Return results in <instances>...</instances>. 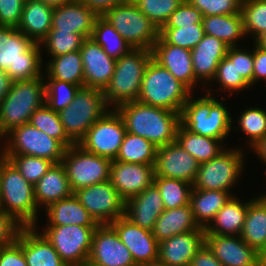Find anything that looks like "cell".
<instances>
[{
    "label": "cell",
    "instance_id": "obj_43",
    "mask_svg": "<svg viewBox=\"0 0 266 266\" xmlns=\"http://www.w3.org/2000/svg\"><path fill=\"white\" fill-rule=\"evenodd\" d=\"M240 12L246 36L255 42L266 33V0H242Z\"/></svg>",
    "mask_w": 266,
    "mask_h": 266
},
{
    "label": "cell",
    "instance_id": "obj_63",
    "mask_svg": "<svg viewBox=\"0 0 266 266\" xmlns=\"http://www.w3.org/2000/svg\"><path fill=\"white\" fill-rule=\"evenodd\" d=\"M261 266H266V248L260 254Z\"/></svg>",
    "mask_w": 266,
    "mask_h": 266
},
{
    "label": "cell",
    "instance_id": "obj_23",
    "mask_svg": "<svg viewBox=\"0 0 266 266\" xmlns=\"http://www.w3.org/2000/svg\"><path fill=\"white\" fill-rule=\"evenodd\" d=\"M205 243V231L174 235L159 243V266H189L193 256Z\"/></svg>",
    "mask_w": 266,
    "mask_h": 266
},
{
    "label": "cell",
    "instance_id": "obj_58",
    "mask_svg": "<svg viewBox=\"0 0 266 266\" xmlns=\"http://www.w3.org/2000/svg\"><path fill=\"white\" fill-rule=\"evenodd\" d=\"M97 16H104L110 9L117 4H121L128 0H80Z\"/></svg>",
    "mask_w": 266,
    "mask_h": 266
},
{
    "label": "cell",
    "instance_id": "obj_53",
    "mask_svg": "<svg viewBox=\"0 0 266 266\" xmlns=\"http://www.w3.org/2000/svg\"><path fill=\"white\" fill-rule=\"evenodd\" d=\"M23 227L13 216L0 208V249L16 242Z\"/></svg>",
    "mask_w": 266,
    "mask_h": 266
},
{
    "label": "cell",
    "instance_id": "obj_14",
    "mask_svg": "<svg viewBox=\"0 0 266 266\" xmlns=\"http://www.w3.org/2000/svg\"><path fill=\"white\" fill-rule=\"evenodd\" d=\"M126 133L124 122L115 109H109L78 143L85 151L115 160Z\"/></svg>",
    "mask_w": 266,
    "mask_h": 266
},
{
    "label": "cell",
    "instance_id": "obj_33",
    "mask_svg": "<svg viewBox=\"0 0 266 266\" xmlns=\"http://www.w3.org/2000/svg\"><path fill=\"white\" fill-rule=\"evenodd\" d=\"M240 237L259 254L266 248V193L250 201Z\"/></svg>",
    "mask_w": 266,
    "mask_h": 266
},
{
    "label": "cell",
    "instance_id": "obj_11",
    "mask_svg": "<svg viewBox=\"0 0 266 266\" xmlns=\"http://www.w3.org/2000/svg\"><path fill=\"white\" fill-rule=\"evenodd\" d=\"M245 150L239 148H226L210 161L201 163L198 173L192 184L193 189L223 190L231 192L236 186L241 174L244 173Z\"/></svg>",
    "mask_w": 266,
    "mask_h": 266
},
{
    "label": "cell",
    "instance_id": "obj_26",
    "mask_svg": "<svg viewBox=\"0 0 266 266\" xmlns=\"http://www.w3.org/2000/svg\"><path fill=\"white\" fill-rule=\"evenodd\" d=\"M228 48L229 46L218 38L204 35L191 50L194 76L198 82H212L218 64L226 56Z\"/></svg>",
    "mask_w": 266,
    "mask_h": 266
},
{
    "label": "cell",
    "instance_id": "obj_49",
    "mask_svg": "<svg viewBox=\"0 0 266 266\" xmlns=\"http://www.w3.org/2000/svg\"><path fill=\"white\" fill-rule=\"evenodd\" d=\"M160 30L184 0H132Z\"/></svg>",
    "mask_w": 266,
    "mask_h": 266
},
{
    "label": "cell",
    "instance_id": "obj_20",
    "mask_svg": "<svg viewBox=\"0 0 266 266\" xmlns=\"http://www.w3.org/2000/svg\"><path fill=\"white\" fill-rule=\"evenodd\" d=\"M205 244L223 266H261L260 254L240 236L205 234Z\"/></svg>",
    "mask_w": 266,
    "mask_h": 266
},
{
    "label": "cell",
    "instance_id": "obj_21",
    "mask_svg": "<svg viewBox=\"0 0 266 266\" xmlns=\"http://www.w3.org/2000/svg\"><path fill=\"white\" fill-rule=\"evenodd\" d=\"M79 51L84 68V87L103 91L113 76L116 60L90 37L84 39Z\"/></svg>",
    "mask_w": 266,
    "mask_h": 266
},
{
    "label": "cell",
    "instance_id": "obj_6",
    "mask_svg": "<svg viewBox=\"0 0 266 266\" xmlns=\"http://www.w3.org/2000/svg\"><path fill=\"white\" fill-rule=\"evenodd\" d=\"M44 103V77L13 81L0 103V139L13 128L29 123L31 115Z\"/></svg>",
    "mask_w": 266,
    "mask_h": 266
},
{
    "label": "cell",
    "instance_id": "obj_36",
    "mask_svg": "<svg viewBox=\"0 0 266 266\" xmlns=\"http://www.w3.org/2000/svg\"><path fill=\"white\" fill-rule=\"evenodd\" d=\"M44 69V79H55L84 87V68L79 50L51 57L45 63Z\"/></svg>",
    "mask_w": 266,
    "mask_h": 266
},
{
    "label": "cell",
    "instance_id": "obj_13",
    "mask_svg": "<svg viewBox=\"0 0 266 266\" xmlns=\"http://www.w3.org/2000/svg\"><path fill=\"white\" fill-rule=\"evenodd\" d=\"M97 227L77 225L46 226L42 234L67 266L86 265Z\"/></svg>",
    "mask_w": 266,
    "mask_h": 266
},
{
    "label": "cell",
    "instance_id": "obj_44",
    "mask_svg": "<svg viewBox=\"0 0 266 266\" xmlns=\"http://www.w3.org/2000/svg\"><path fill=\"white\" fill-rule=\"evenodd\" d=\"M235 122L240 128L235 130H241L246 135L250 149L266 135V109L256 106L246 108Z\"/></svg>",
    "mask_w": 266,
    "mask_h": 266
},
{
    "label": "cell",
    "instance_id": "obj_60",
    "mask_svg": "<svg viewBox=\"0 0 266 266\" xmlns=\"http://www.w3.org/2000/svg\"><path fill=\"white\" fill-rule=\"evenodd\" d=\"M252 152L257 153L256 157L266 166V135L252 147Z\"/></svg>",
    "mask_w": 266,
    "mask_h": 266
},
{
    "label": "cell",
    "instance_id": "obj_61",
    "mask_svg": "<svg viewBox=\"0 0 266 266\" xmlns=\"http://www.w3.org/2000/svg\"><path fill=\"white\" fill-rule=\"evenodd\" d=\"M40 2H43L46 5H49L53 8L59 7L62 4L71 2L72 0H39Z\"/></svg>",
    "mask_w": 266,
    "mask_h": 266
},
{
    "label": "cell",
    "instance_id": "obj_45",
    "mask_svg": "<svg viewBox=\"0 0 266 266\" xmlns=\"http://www.w3.org/2000/svg\"><path fill=\"white\" fill-rule=\"evenodd\" d=\"M44 82L45 104L55 112L69 106L80 88L78 85L55 79H44Z\"/></svg>",
    "mask_w": 266,
    "mask_h": 266
},
{
    "label": "cell",
    "instance_id": "obj_50",
    "mask_svg": "<svg viewBox=\"0 0 266 266\" xmlns=\"http://www.w3.org/2000/svg\"><path fill=\"white\" fill-rule=\"evenodd\" d=\"M203 17L240 13L242 0H187Z\"/></svg>",
    "mask_w": 266,
    "mask_h": 266
},
{
    "label": "cell",
    "instance_id": "obj_48",
    "mask_svg": "<svg viewBox=\"0 0 266 266\" xmlns=\"http://www.w3.org/2000/svg\"><path fill=\"white\" fill-rule=\"evenodd\" d=\"M8 159L19 173L30 183L35 185L40 178L54 164L44 158L31 155H2Z\"/></svg>",
    "mask_w": 266,
    "mask_h": 266
},
{
    "label": "cell",
    "instance_id": "obj_52",
    "mask_svg": "<svg viewBox=\"0 0 266 266\" xmlns=\"http://www.w3.org/2000/svg\"><path fill=\"white\" fill-rule=\"evenodd\" d=\"M25 0H0V26H19Z\"/></svg>",
    "mask_w": 266,
    "mask_h": 266
},
{
    "label": "cell",
    "instance_id": "obj_5",
    "mask_svg": "<svg viewBox=\"0 0 266 266\" xmlns=\"http://www.w3.org/2000/svg\"><path fill=\"white\" fill-rule=\"evenodd\" d=\"M152 51L132 49L127 55L116 60L113 76L103 90L105 102L109 108L138 100L142 80Z\"/></svg>",
    "mask_w": 266,
    "mask_h": 266
},
{
    "label": "cell",
    "instance_id": "obj_40",
    "mask_svg": "<svg viewBox=\"0 0 266 266\" xmlns=\"http://www.w3.org/2000/svg\"><path fill=\"white\" fill-rule=\"evenodd\" d=\"M213 81L218 83L220 90L229 91L228 95L251 87L236 69V46L228 48L226 56L218 64L212 84Z\"/></svg>",
    "mask_w": 266,
    "mask_h": 266
},
{
    "label": "cell",
    "instance_id": "obj_32",
    "mask_svg": "<svg viewBox=\"0 0 266 266\" xmlns=\"http://www.w3.org/2000/svg\"><path fill=\"white\" fill-rule=\"evenodd\" d=\"M251 200L244 203L233 195L205 229V234L240 236Z\"/></svg>",
    "mask_w": 266,
    "mask_h": 266
},
{
    "label": "cell",
    "instance_id": "obj_62",
    "mask_svg": "<svg viewBox=\"0 0 266 266\" xmlns=\"http://www.w3.org/2000/svg\"><path fill=\"white\" fill-rule=\"evenodd\" d=\"M255 43L264 51H266V33L263 34L260 38H258Z\"/></svg>",
    "mask_w": 266,
    "mask_h": 266
},
{
    "label": "cell",
    "instance_id": "obj_27",
    "mask_svg": "<svg viewBox=\"0 0 266 266\" xmlns=\"http://www.w3.org/2000/svg\"><path fill=\"white\" fill-rule=\"evenodd\" d=\"M37 226L23 227L17 237L27 266H67Z\"/></svg>",
    "mask_w": 266,
    "mask_h": 266
},
{
    "label": "cell",
    "instance_id": "obj_3",
    "mask_svg": "<svg viewBox=\"0 0 266 266\" xmlns=\"http://www.w3.org/2000/svg\"><path fill=\"white\" fill-rule=\"evenodd\" d=\"M203 97H192L191 93L182 107L180 123L192 133L225 140L229 136L234 124L229 109L224 106L225 97L217 100L211 88L207 89Z\"/></svg>",
    "mask_w": 266,
    "mask_h": 266
},
{
    "label": "cell",
    "instance_id": "obj_19",
    "mask_svg": "<svg viewBox=\"0 0 266 266\" xmlns=\"http://www.w3.org/2000/svg\"><path fill=\"white\" fill-rule=\"evenodd\" d=\"M154 165L112 160L109 181L120 197L127 201L154 183Z\"/></svg>",
    "mask_w": 266,
    "mask_h": 266
},
{
    "label": "cell",
    "instance_id": "obj_47",
    "mask_svg": "<svg viewBox=\"0 0 266 266\" xmlns=\"http://www.w3.org/2000/svg\"><path fill=\"white\" fill-rule=\"evenodd\" d=\"M84 38L79 34L65 31H49L47 36L40 42L41 47L51 57H56L73 51H78Z\"/></svg>",
    "mask_w": 266,
    "mask_h": 266
},
{
    "label": "cell",
    "instance_id": "obj_29",
    "mask_svg": "<svg viewBox=\"0 0 266 266\" xmlns=\"http://www.w3.org/2000/svg\"><path fill=\"white\" fill-rule=\"evenodd\" d=\"M47 226L77 225L98 227L99 224L74 195L51 203L46 209Z\"/></svg>",
    "mask_w": 266,
    "mask_h": 266
},
{
    "label": "cell",
    "instance_id": "obj_2",
    "mask_svg": "<svg viewBox=\"0 0 266 266\" xmlns=\"http://www.w3.org/2000/svg\"><path fill=\"white\" fill-rule=\"evenodd\" d=\"M41 48L17 28L0 26V69L12 81L44 77Z\"/></svg>",
    "mask_w": 266,
    "mask_h": 266
},
{
    "label": "cell",
    "instance_id": "obj_25",
    "mask_svg": "<svg viewBox=\"0 0 266 266\" xmlns=\"http://www.w3.org/2000/svg\"><path fill=\"white\" fill-rule=\"evenodd\" d=\"M164 210L160 190L153 183L140 194L125 201L124 216L135 225L152 232L156 220Z\"/></svg>",
    "mask_w": 266,
    "mask_h": 266
},
{
    "label": "cell",
    "instance_id": "obj_22",
    "mask_svg": "<svg viewBox=\"0 0 266 266\" xmlns=\"http://www.w3.org/2000/svg\"><path fill=\"white\" fill-rule=\"evenodd\" d=\"M151 51L152 58L193 93L198 81L194 76L191 50L168 44L159 35Z\"/></svg>",
    "mask_w": 266,
    "mask_h": 266
},
{
    "label": "cell",
    "instance_id": "obj_38",
    "mask_svg": "<svg viewBox=\"0 0 266 266\" xmlns=\"http://www.w3.org/2000/svg\"><path fill=\"white\" fill-rule=\"evenodd\" d=\"M114 60L134 49L103 16L95 20L91 37Z\"/></svg>",
    "mask_w": 266,
    "mask_h": 266
},
{
    "label": "cell",
    "instance_id": "obj_51",
    "mask_svg": "<svg viewBox=\"0 0 266 266\" xmlns=\"http://www.w3.org/2000/svg\"><path fill=\"white\" fill-rule=\"evenodd\" d=\"M203 14L187 0L170 15L169 19L162 28H180L181 26L202 23Z\"/></svg>",
    "mask_w": 266,
    "mask_h": 266
},
{
    "label": "cell",
    "instance_id": "obj_41",
    "mask_svg": "<svg viewBox=\"0 0 266 266\" xmlns=\"http://www.w3.org/2000/svg\"><path fill=\"white\" fill-rule=\"evenodd\" d=\"M154 184L160 190L165 210L190 204L192 184L174 178L154 176Z\"/></svg>",
    "mask_w": 266,
    "mask_h": 266
},
{
    "label": "cell",
    "instance_id": "obj_16",
    "mask_svg": "<svg viewBox=\"0 0 266 266\" xmlns=\"http://www.w3.org/2000/svg\"><path fill=\"white\" fill-rule=\"evenodd\" d=\"M88 266H138L130 250L109 225H99L93 235Z\"/></svg>",
    "mask_w": 266,
    "mask_h": 266
},
{
    "label": "cell",
    "instance_id": "obj_39",
    "mask_svg": "<svg viewBox=\"0 0 266 266\" xmlns=\"http://www.w3.org/2000/svg\"><path fill=\"white\" fill-rule=\"evenodd\" d=\"M157 146L147 139L126 132L116 161L155 165Z\"/></svg>",
    "mask_w": 266,
    "mask_h": 266
},
{
    "label": "cell",
    "instance_id": "obj_18",
    "mask_svg": "<svg viewBox=\"0 0 266 266\" xmlns=\"http://www.w3.org/2000/svg\"><path fill=\"white\" fill-rule=\"evenodd\" d=\"M200 163L177 141L157 148L155 176L174 178L193 184Z\"/></svg>",
    "mask_w": 266,
    "mask_h": 266
},
{
    "label": "cell",
    "instance_id": "obj_8",
    "mask_svg": "<svg viewBox=\"0 0 266 266\" xmlns=\"http://www.w3.org/2000/svg\"><path fill=\"white\" fill-rule=\"evenodd\" d=\"M109 109L102 90L80 87L72 103L62 109L59 115L65 133L74 144H78L89 128Z\"/></svg>",
    "mask_w": 266,
    "mask_h": 266
},
{
    "label": "cell",
    "instance_id": "obj_57",
    "mask_svg": "<svg viewBox=\"0 0 266 266\" xmlns=\"http://www.w3.org/2000/svg\"><path fill=\"white\" fill-rule=\"evenodd\" d=\"M189 266H223L209 247L204 245L193 256Z\"/></svg>",
    "mask_w": 266,
    "mask_h": 266
},
{
    "label": "cell",
    "instance_id": "obj_24",
    "mask_svg": "<svg viewBox=\"0 0 266 266\" xmlns=\"http://www.w3.org/2000/svg\"><path fill=\"white\" fill-rule=\"evenodd\" d=\"M97 17L80 0H72L54 8L49 31L72 32L81 35L84 39L89 38Z\"/></svg>",
    "mask_w": 266,
    "mask_h": 266
},
{
    "label": "cell",
    "instance_id": "obj_35",
    "mask_svg": "<svg viewBox=\"0 0 266 266\" xmlns=\"http://www.w3.org/2000/svg\"><path fill=\"white\" fill-rule=\"evenodd\" d=\"M202 23L206 35L218 38L229 47L237 46L246 37L241 12L203 17Z\"/></svg>",
    "mask_w": 266,
    "mask_h": 266
},
{
    "label": "cell",
    "instance_id": "obj_1",
    "mask_svg": "<svg viewBox=\"0 0 266 266\" xmlns=\"http://www.w3.org/2000/svg\"><path fill=\"white\" fill-rule=\"evenodd\" d=\"M121 116L126 132L141 136L155 146L176 141L180 113L139 101L127 102L115 108Z\"/></svg>",
    "mask_w": 266,
    "mask_h": 266
},
{
    "label": "cell",
    "instance_id": "obj_15",
    "mask_svg": "<svg viewBox=\"0 0 266 266\" xmlns=\"http://www.w3.org/2000/svg\"><path fill=\"white\" fill-rule=\"evenodd\" d=\"M73 193L99 225L110 224L124 216L125 201L109 180Z\"/></svg>",
    "mask_w": 266,
    "mask_h": 266
},
{
    "label": "cell",
    "instance_id": "obj_31",
    "mask_svg": "<svg viewBox=\"0 0 266 266\" xmlns=\"http://www.w3.org/2000/svg\"><path fill=\"white\" fill-rule=\"evenodd\" d=\"M53 12V7L39 0H25L17 29L34 42L40 43L51 29Z\"/></svg>",
    "mask_w": 266,
    "mask_h": 266
},
{
    "label": "cell",
    "instance_id": "obj_9",
    "mask_svg": "<svg viewBox=\"0 0 266 266\" xmlns=\"http://www.w3.org/2000/svg\"><path fill=\"white\" fill-rule=\"evenodd\" d=\"M103 17L134 49L152 50L159 38L160 30L132 0L117 4Z\"/></svg>",
    "mask_w": 266,
    "mask_h": 266
},
{
    "label": "cell",
    "instance_id": "obj_12",
    "mask_svg": "<svg viewBox=\"0 0 266 266\" xmlns=\"http://www.w3.org/2000/svg\"><path fill=\"white\" fill-rule=\"evenodd\" d=\"M61 163L65 167L71 190L75 192L108 181L112 160L89 153L74 144L66 149Z\"/></svg>",
    "mask_w": 266,
    "mask_h": 266
},
{
    "label": "cell",
    "instance_id": "obj_55",
    "mask_svg": "<svg viewBox=\"0 0 266 266\" xmlns=\"http://www.w3.org/2000/svg\"><path fill=\"white\" fill-rule=\"evenodd\" d=\"M0 266H27L22 246L17 241L0 249Z\"/></svg>",
    "mask_w": 266,
    "mask_h": 266
},
{
    "label": "cell",
    "instance_id": "obj_30",
    "mask_svg": "<svg viewBox=\"0 0 266 266\" xmlns=\"http://www.w3.org/2000/svg\"><path fill=\"white\" fill-rule=\"evenodd\" d=\"M190 231H205L194 219L191 205L164 210L155 222L152 233L160 243L174 235Z\"/></svg>",
    "mask_w": 266,
    "mask_h": 266
},
{
    "label": "cell",
    "instance_id": "obj_37",
    "mask_svg": "<svg viewBox=\"0 0 266 266\" xmlns=\"http://www.w3.org/2000/svg\"><path fill=\"white\" fill-rule=\"evenodd\" d=\"M176 141L200 164L214 159L226 149L224 147L225 140L213 139L192 133L181 124L177 130Z\"/></svg>",
    "mask_w": 266,
    "mask_h": 266
},
{
    "label": "cell",
    "instance_id": "obj_17",
    "mask_svg": "<svg viewBox=\"0 0 266 266\" xmlns=\"http://www.w3.org/2000/svg\"><path fill=\"white\" fill-rule=\"evenodd\" d=\"M109 225L130 250L138 266L157 265L159 242L151 231L135 225L125 216L119 217Z\"/></svg>",
    "mask_w": 266,
    "mask_h": 266
},
{
    "label": "cell",
    "instance_id": "obj_59",
    "mask_svg": "<svg viewBox=\"0 0 266 266\" xmlns=\"http://www.w3.org/2000/svg\"><path fill=\"white\" fill-rule=\"evenodd\" d=\"M12 82L8 73L0 69V103L9 93Z\"/></svg>",
    "mask_w": 266,
    "mask_h": 266
},
{
    "label": "cell",
    "instance_id": "obj_56",
    "mask_svg": "<svg viewBox=\"0 0 266 266\" xmlns=\"http://www.w3.org/2000/svg\"><path fill=\"white\" fill-rule=\"evenodd\" d=\"M253 85L259 80H265L266 83V51L253 43Z\"/></svg>",
    "mask_w": 266,
    "mask_h": 266
},
{
    "label": "cell",
    "instance_id": "obj_54",
    "mask_svg": "<svg viewBox=\"0 0 266 266\" xmlns=\"http://www.w3.org/2000/svg\"><path fill=\"white\" fill-rule=\"evenodd\" d=\"M236 69L238 74L253 86V48L246 50V48L236 46Z\"/></svg>",
    "mask_w": 266,
    "mask_h": 266
},
{
    "label": "cell",
    "instance_id": "obj_46",
    "mask_svg": "<svg viewBox=\"0 0 266 266\" xmlns=\"http://www.w3.org/2000/svg\"><path fill=\"white\" fill-rule=\"evenodd\" d=\"M159 35L174 46L192 50L204 37L203 23L181 26L180 28H161Z\"/></svg>",
    "mask_w": 266,
    "mask_h": 266
},
{
    "label": "cell",
    "instance_id": "obj_28",
    "mask_svg": "<svg viewBox=\"0 0 266 266\" xmlns=\"http://www.w3.org/2000/svg\"><path fill=\"white\" fill-rule=\"evenodd\" d=\"M72 194L65 167L61 162L53 164L34 185V197L38 208L45 209L51 203Z\"/></svg>",
    "mask_w": 266,
    "mask_h": 266
},
{
    "label": "cell",
    "instance_id": "obj_10",
    "mask_svg": "<svg viewBox=\"0 0 266 266\" xmlns=\"http://www.w3.org/2000/svg\"><path fill=\"white\" fill-rule=\"evenodd\" d=\"M1 155H31L60 163L67 147L29 123L13 128L4 137Z\"/></svg>",
    "mask_w": 266,
    "mask_h": 266
},
{
    "label": "cell",
    "instance_id": "obj_34",
    "mask_svg": "<svg viewBox=\"0 0 266 266\" xmlns=\"http://www.w3.org/2000/svg\"><path fill=\"white\" fill-rule=\"evenodd\" d=\"M232 196V192L223 190H200L192 188L190 205L194 219L199 227L206 229Z\"/></svg>",
    "mask_w": 266,
    "mask_h": 266
},
{
    "label": "cell",
    "instance_id": "obj_42",
    "mask_svg": "<svg viewBox=\"0 0 266 266\" xmlns=\"http://www.w3.org/2000/svg\"><path fill=\"white\" fill-rule=\"evenodd\" d=\"M29 124L61 141L67 148L74 145L64 131L59 112L53 111L45 103L31 115Z\"/></svg>",
    "mask_w": 266,
    "mask_h": 266
},
{
    "label": "cell",
    "instance_id": "obj_7",
    "mask_svg": "<svg viewBox=\"0 0 266 266\" xmlns=\"http://www.w3.org/2000/svg\"><path fill=\"white\" fill-rule=\"evenodd\" d=\"M192 92L153 58L142 80L139 102L181 113Z\"/></svg>",
    "mask_w": 266,
    "mask_h": 266
},
{
    "label": "cell",
    "instance_id": "obj_4",
    "mask_svg": "<svg viewBox=\"0 0 266 266\" xmlns=\"http://www.w3.org/2000/svg\"><path fill=\"white\" fill-rule=\"evenodd\" d=\"M0 208L24 227L36 226L38 205L34 185L0 154Z\"/></svg>",
    "mask_w": 266,
    "mask_h": 266
}]
</instances>
